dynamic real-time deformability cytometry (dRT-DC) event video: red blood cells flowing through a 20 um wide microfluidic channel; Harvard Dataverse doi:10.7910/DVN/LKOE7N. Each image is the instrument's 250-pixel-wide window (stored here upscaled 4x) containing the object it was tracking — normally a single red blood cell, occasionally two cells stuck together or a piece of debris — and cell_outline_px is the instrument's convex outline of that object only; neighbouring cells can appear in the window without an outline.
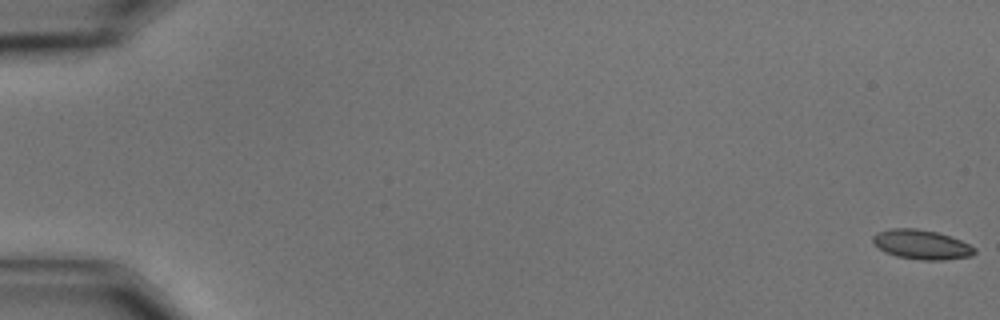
{"species": "common noctule bat (a hibernating species)", "species_latin": "Nyctalus noctula", "temperature_condition": "cold", "stored_images_in_passage": 58, "camera_frame_rate_fps": 3000, "um_per_image_px": 0.085, "animal": {"sex": "male", "body_mass_g": 15.6}, "frame": {"image": 1, "passage_image": 1, "time_ms": 0.0, "image_size_px": [1000, 320], "cell_outline_px": [[976, 252], [972, 256], [944, 260], [920, 260], [896, 256], [884, 252], [872, 240], [872, 236], [876, 232], [892, 228], [916, 228], [936, 232], [960, 240], [976, 248]], "centroid_in_image_um": [78.32, 20.79], "position_along_channel_um": 6.7, "area_um2": 17.46}}
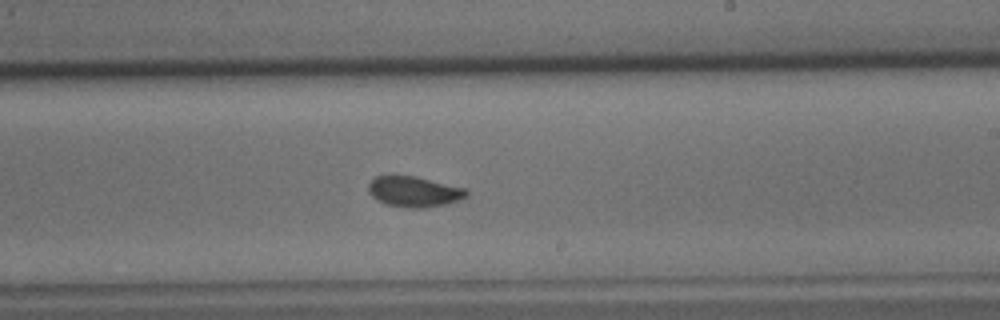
{"frame": {"image": 2, "passage_image": 36, "time_ms": 11.667, "image_size_px": [1000, 320], "cell_outline_px": [[468, 196], [448, 204], [424, 208], [408, 208], [388, 204], [376, 200], [368, 192], [368, 184], [376, 176], [416, 176], [468, 188]], "centroid_in_image_um": [35.24, 16.29], "position_along_channel_um": 253.8, "area_um2": 17.63}}
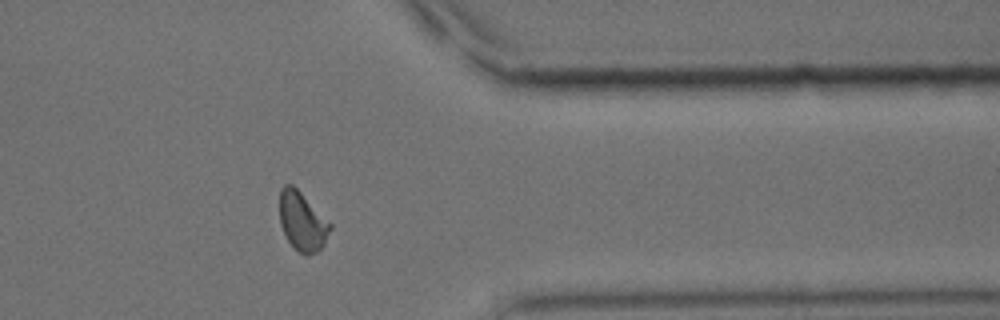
{"frame": {"image": 3, "passage_image": 48, "time_ms": 15.667, "image_size_px": [1000, 320], "cell_outline_px": [[332, 228], [324, 244], [316, 252], [308, 256], [300, 252], [288, 240], [280, 224], [280, 188], [284, 184], [292, 184], [332, 224]], "centroid_in_image_um": [25.7, 18.81], "position_along_channel_um": 385.7, "area_um2": 17.11}, "authors_computed_cell_mechanics": {"area_um2": 17.1666, "velocity_mm_per_s": 3.5291, "shape_relaxation_time_tau1_ms": 6.1423, "shape_relaxation_time_tau2_ms": 1.3148, "deformation_change_tau1": 0.1015, "deformation_change_tau2": 0.0601}}